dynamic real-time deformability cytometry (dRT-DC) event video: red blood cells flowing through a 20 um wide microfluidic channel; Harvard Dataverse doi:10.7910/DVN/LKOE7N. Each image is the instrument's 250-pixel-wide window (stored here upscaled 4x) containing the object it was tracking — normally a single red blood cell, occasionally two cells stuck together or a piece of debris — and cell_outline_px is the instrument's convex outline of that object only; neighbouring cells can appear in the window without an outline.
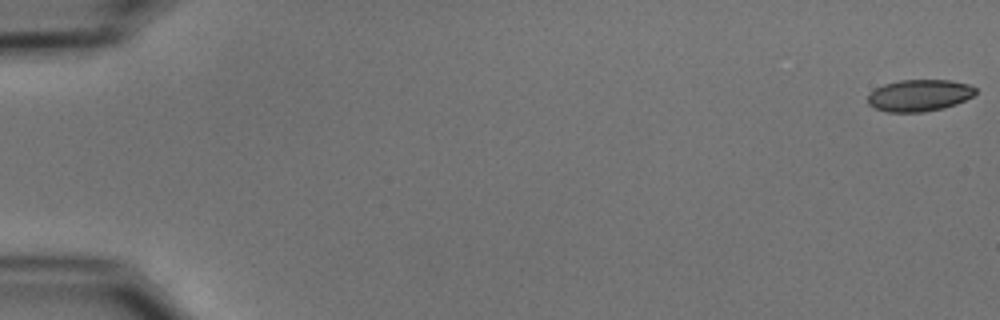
{"species": "common noctule bat (a hibernating species)", "species_latin": "Nyctalus noctula", "temperature_condition": "cold", "stored_images_in_passage": 55, "camera_frame_rate_fps": 3000, "um_per_image_px": 0.085, "animal": {"sex": "male", "body_mass_g": 15.6}, "frame": {"image": 1, "passage_image": 1, "time_ms": 0.0, "image_size_px": [1000, 320], "cell_outline_px": [[976, 92], [972, 96], [956, 104], [944, 108], [920, 112], [888, 112], [876, 108], [868, 104], [868, 96], [876, 88], [884, 84], [900, 80], [948, 80], [968, 84], [976, 88]], "centroid_in_image_um": [78.14, 8.11], "position_along_channel_um": 6.9, "area_um2": 19.77}}
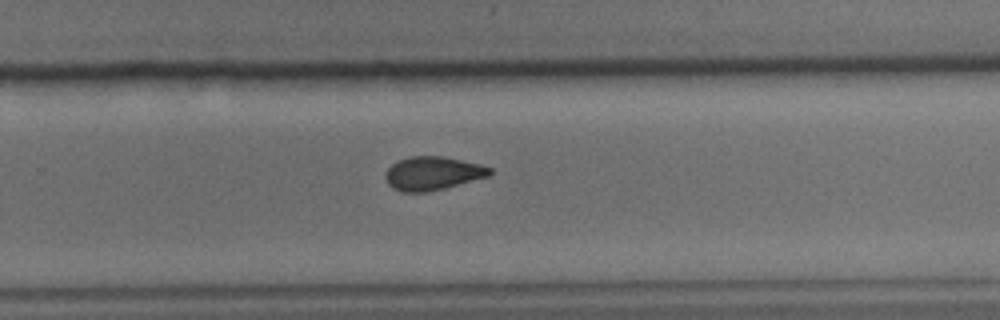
{"frame": {"image": 2, "passage_image": 37, "time_ms": 12.0, "image_size_px": [1000, 320], "cell_outline_px": [[492, 172], [488, 176], [444, 188], [424, 192], [400, 192], [392, 188], [388, 184], [384, 176], [384, 172], [396, 160], [408, 156], [440, 156], [480, 164], [492, 168]], "centroid_in_image_um": [36.71, 14.73], "position_along_channel_um": 293.1, "area_um2": 20.4}}
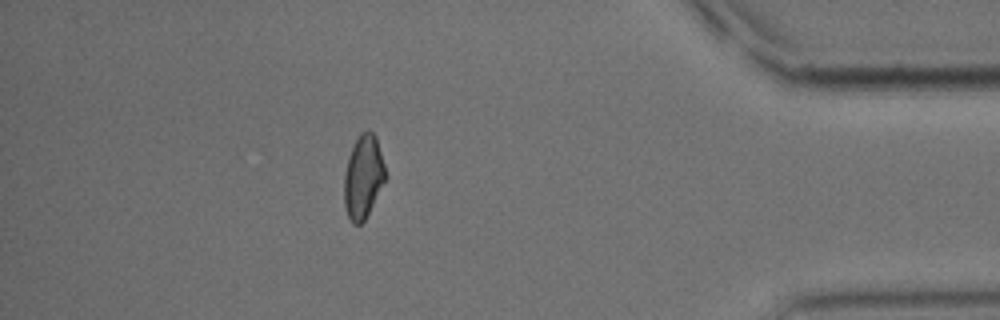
{"frame": {"image": 3, "passage_image": 49, "time_ms": 16.0, "image_size_px": [1000, 320], "cell_outline_px": [[388, 176], [364, 220], [360, 224], [352, 224], [348, 216], [344, 204], [344, 176], [348, 156], [360, 132], [368, 128], [376, 136]], "centroid_in_image_um": [30.89, 15.0], "position_along_channel_um": 404.3, "area_um2": 20.17}, "authors_computed_cell_mechanics": {"area_um2": 20.5768, "velocity_mm_per_s": 3.7202, "shape_relaxation_time_tau1_ms": 7.1, "shape_relaxation_time_tau2_ms": 2.7886, "deformation_change_tau1": 0.1439, "deformation_change_tau2": 0.0737}}